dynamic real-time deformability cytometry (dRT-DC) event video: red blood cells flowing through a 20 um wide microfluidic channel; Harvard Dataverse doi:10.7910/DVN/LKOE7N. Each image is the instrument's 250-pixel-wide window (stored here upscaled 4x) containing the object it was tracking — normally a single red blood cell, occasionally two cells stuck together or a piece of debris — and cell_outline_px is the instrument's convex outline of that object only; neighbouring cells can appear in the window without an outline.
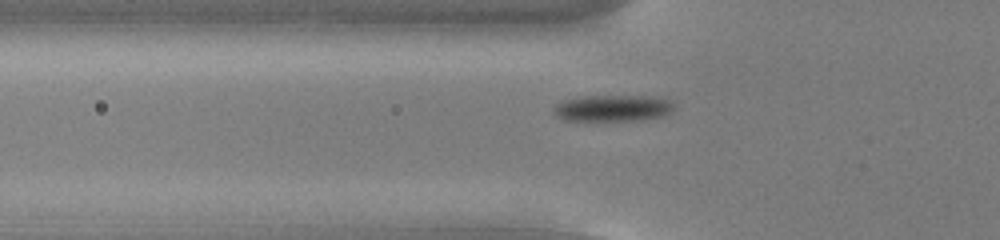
{"species": "common noctule bat (a hibernating species)", "species_latin": "Nyctalus noctula", "temperature_condition": "cold", "stored_images_in_passage": 53, "camera_frame_rate_fps": 3000, "um_per_image_px": 0.085, "animal": {"sex": "male", "body_mass_g": 13.0, "forearm_length_mm": 53.1}, "frame": {"image": 1, "passage_image": 17, "time_ms": 5.333, "image_size_px": [1000, 240], "cell_outline_px": [[676, 108], [672, 112], [664, 116], [644, 120], [564, 120], [556, 116], [552, 112], [552, 108], [560, 100], [580, 96], [652, 96], [672, 100], [676, 104]], "centroid_in_image_um": [52.12, 9.18], "position_along_channel_um": 73.7, "area_um2": 19.07}}
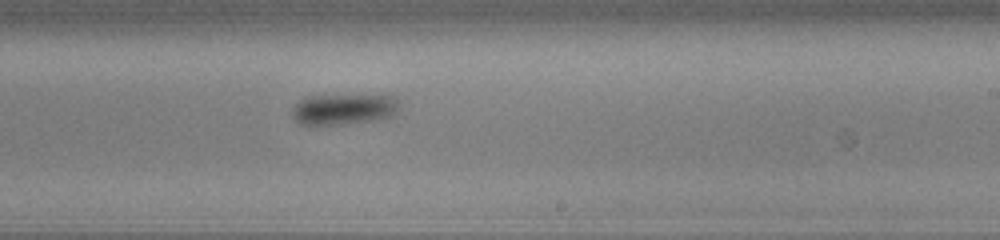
{"frame": {"image": 2, "passage_image": 32, "time_ms": 10.333, "image_size_px": [1000, 240], "cell_outline_px": [[396, 108], [392, 116], [376, 120], [312, 128], [300, 124], [292, 116], [292, 108], [304, 96], [396, 96]], "centroid_in_image_um": [29.09, 9.33], "position_along_channel_um": 259.9, "area_um2": 19.42}}
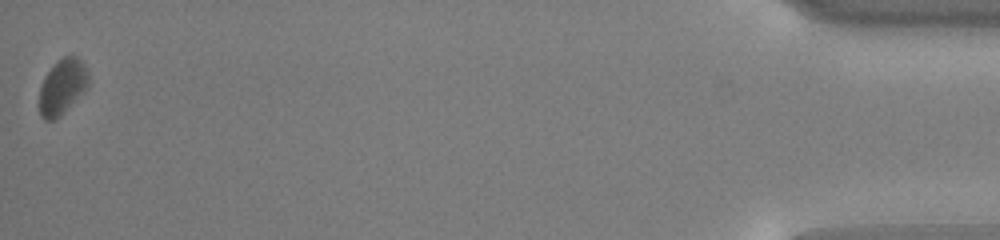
{"frame": {"image": 3, "passage_image": 53, "time_ms": 17.333, "image_size_px": [1000, 240], "cell_outline_px": [[88, 88], [60, 116], [52, 120], [44, 120], [40, 116], [40, 88], [44, 76], [64, 56], [76, 56], [84, 64], [88, 72]], "centroid_in_image_um": [5.31, 7.39], "position_along_channel_um": 429.9, "area_um2": 15.61}, "authors_computed_cell_mechanics": {"area_um2": 17.4556, "velocity_mm_per_s": 3.7348, "shape_relaxation_time_tau1_ms": 1.1538, "shape_relaxation_time_tau2_ms": null, "deformation_change_tau1": 0.1004, "deformation_change_tau2": null}}